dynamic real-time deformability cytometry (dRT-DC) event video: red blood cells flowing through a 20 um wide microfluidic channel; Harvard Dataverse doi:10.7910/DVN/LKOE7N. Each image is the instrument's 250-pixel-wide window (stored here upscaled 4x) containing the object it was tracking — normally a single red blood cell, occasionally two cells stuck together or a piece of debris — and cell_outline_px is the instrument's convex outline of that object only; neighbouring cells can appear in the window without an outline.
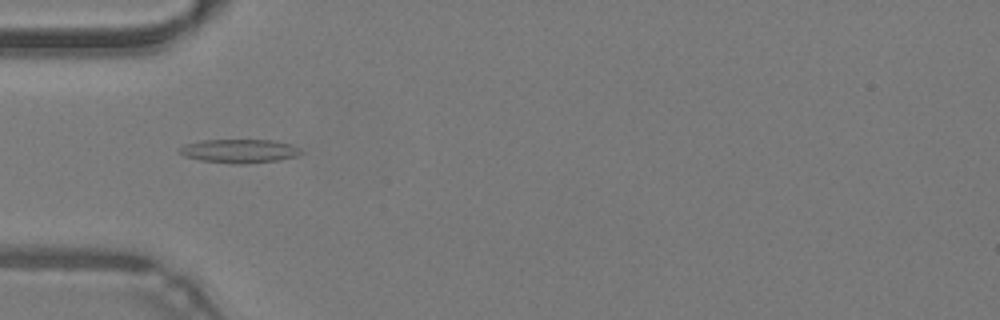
{"species": "common noctule bat (a hibernating species)", "species_latin": "Nyctalus noctula", "temperature_condition": "warm", "stored_images_in_passage": 34, "camera_frame_rate_fps": 3000, "um_per_image_px": 0.085, "animal": {"sex": "male", "body_mass_g": 19.2, "forearm_length_mm": 51.8}, "frame": {"image": 1, "passage_image": 9, "time_ms": 2.667, "image_size_px": [1000, 320], "cell_outline_px": [[304, 152], [296, 156], [280, 160], [244, 164], [236, 164], [200, 160], [184, 156], [176, 152], [184, 144], [204, 140], [272, 140], [292, 144], [300, 148]], "centroid_in_image_um": [20.36, 12.84], "position_along_channel_um": 64.6, "area_um2": 16.94}}
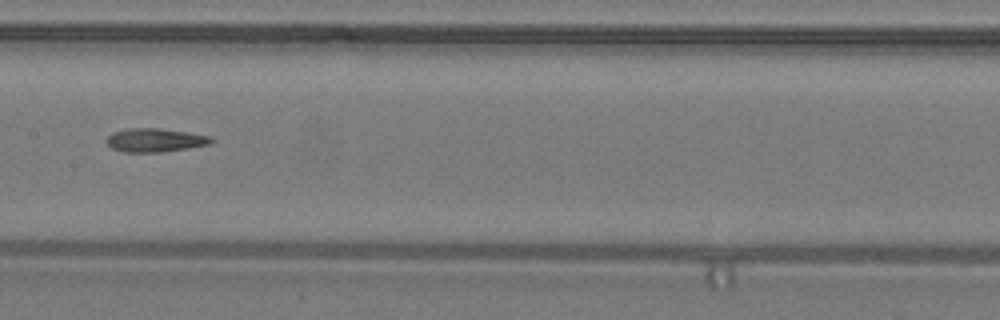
{"frame": {"image": 2, "passage_image": 18, "time_ms": 5.667, "image_size_px": [1000, 320], "cell_outline_px": [[216, 140], [208, 144], [188, 148], [164, 152], [120, 152], [112, 148], [104, 140], [112, 132], [128, 128], [156, 128], [188, 132], [212, 136]], "centroid_in_image_um": [13.17, 11.91], "position_along_channel_um": 194.2, "area_um2": 14.57}}
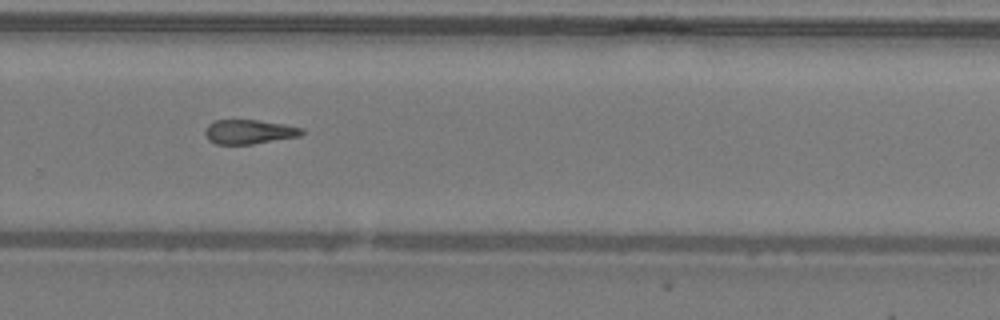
{"frame": {"image": 3, "passage_image": 26, "time_ms": 8.333, "image_size_px": [1000, 320], "cell_outline_px": [[304, 132], [300, 136], [252, 144], [216, 144], [208, 140], [204, 132], [208, 124], [216, 120], [260, 120], [284, 124], [304, 128]], "centroid_in_image_um": [21.18, 11.2], "position_along_channel_um": 308.6, "area_um2": 13.76}, "authors_computed_cell_mechanics": {"area_um2": 14.5945, "velocity_mm_per_s": 4.3193, "shape_relaxation_time_tau1_ms": null, "shape_relaxation_time_tau2_ms": 4.0895, "deformation_change_tau1": null, "deformation_change_tau2": 0.1556}}